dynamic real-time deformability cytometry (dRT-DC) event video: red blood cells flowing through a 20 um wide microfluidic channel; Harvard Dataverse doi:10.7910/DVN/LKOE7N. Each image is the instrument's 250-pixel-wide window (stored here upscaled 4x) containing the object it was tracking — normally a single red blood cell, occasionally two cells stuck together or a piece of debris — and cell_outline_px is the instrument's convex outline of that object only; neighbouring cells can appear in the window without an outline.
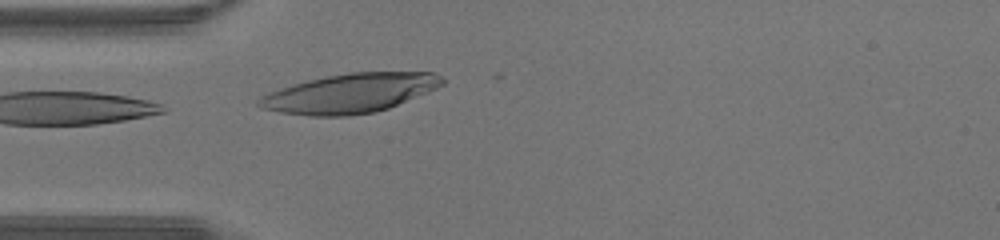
{"species": "human", "species_latin": "Homo sapiens", "temperature_condition": "warm", "stored_images_in_passage": 7, "camera_frame_rate_fps": 3000, "um_per_image_px": 0.085, "donor": {"sex": "male"}, "frame": {"image": 1, "passage_image": 7, "time_ms": 2.0, "image_size_px": [1000, 240], "cell_outline_px": [[448, 80], [444, 84], [428, 92], [388, 108], [376, 112], [348, 116], [308, 116], [280, 112], [260, 108], [256, 104], [256, 100], [260, 96], [280, 88], [292, 84], [308, 80], [348, 72], [432, 72]], "centroid_in_image_um": [29.73, 7.93], "position_along_channel_um": 55.3, "area_um2": 42.08}}